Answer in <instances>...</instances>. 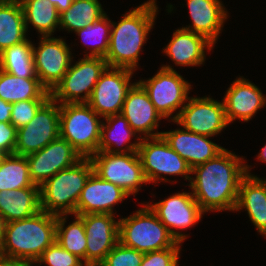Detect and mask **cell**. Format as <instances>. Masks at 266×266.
<instances>
[{"instance_id":"cell-23","label":"cell","mask_w":266,"mask_h":266,"mask_svg":"<svg viewBox=\"0 0 266 266\" xmlns=\"http://www.w3.org/2000/svg\"><path fill=\"white\" fill-rule=\"evenodd\" d=\"M185 1L192 23L182 28L204 36L215 46L229 15L224 4L221 0Z\"/></svg>"},{"instance_id":"cell-25","label":"cell","mask_w":266,"mask_h":266,"mask_svg":"<svg viewBox=\"0 0 266 266\" xmlns=\"http://www.w3.org/2000/svg\"><path fill=\"white\" fill-rule=\"evenodd\" d=\"M136 135L137 133L131 128L122 114L104 117L101 125L98 152H109L111 154L137 152L142 139ZM134 136H136V141L131 143V138ZM128 143L130 144L128 145ZM124 144L125 147L123 148Z\"/></svg>"},{"instance_id":"cell-46","label":"cell","mask_w":266,"mask_h":266,"mask_svg":"<svg viewBox=\"0 0 266 266\" xmlns=\"http://www.w3.org/2000/svg\"><path fill=\"white\" fill-rule=\"evenodd\" d=\"M3 255H2V249H1V244H0V262L3 260Z\"/></svg>"},{"instance_id":"cell-39","label":"cell","mask_w":266,"mask_h":266,"mask_svg":"<svg viewBox=\"0 0 266 266\" xmlns=\"http://www.w3.org/2000/svg\"><path fill=\"white\" fill-rule=\"evenodd\" d=\"M17 129L11 122H0V152L14 154Z\"/></svg>"},{"instance_id":"cell-2","label":"cell","mask_w":266,"mask_h":266,"mask_svg":"<svg viewBox=\"0 0 266 266\" xmlns=\"http://www.w3.org/2000/svg\"><path fill=\"white\" fill-rule=\"evenodd\" d=\"M156 0H148L126 12L118 23L112 21L109 48L105 56L108 67H138L140 51L157 18Z\"/></svg>"},{"instance_id":"cell-36","label":"cell","mask_w":266,"mask_h":266,"mask_svg":"<svg viewBox=\"0 0 266 266\" xmlns=\"http://www.w3.org/2000/svg\"><path fill=\"white\" fill-rule=\"evenodd\" d=\"M144 253L118 242L107 254L100 266H140Z\"/></svg>"},{"instance_id":"cell-12","label":"cell","mask_w":266,"mask_h":266,"mask_svg":"<svg viewBox=\"0 0 266 266\" xmlns=\"http://www.w3.org/2000/svg\"><path fill=\"white\" fill-rule=\"evenodd\" d=\"M183 129L208 137L217 136L227 126L223 101L209 97H189L174 121Z\"/></svg>"},{"instance_id":"cell-37","label":"cell","mask_w":266,"mask_h":266,"mask_svg":"<svg viewBox=\"0 0 266 266\" xmlns=\"http://www.w3.org/2000/svg\"><path fill=\"white\" fill-rule=\"evenodd\" d=\"M48 100H23L12 103L11 123L20 129L28 124Z\"/></svg>"},{"instance_id":"cell-6","label":"cell","mask_w":266,"mask_h":266,"mask_svg":"<svg viewBox=\"0 0 266 266\" xmlns=\"http://www.w3.org/2000/svg\"><path fill=\"white\" fill-rule=\"evenodd\" d=\"M102 121L87 103L60 104V138L67 140L82 157L98 152Z\"/></svg>"},{"instance_id":"cell-28","label":"cell","mask_w":266,"mask_h":266,"mask_svg":"<svg viewBox=\"0 0 266 266\" xmlns=\"http://www.w3.org/2000/svg\"><path fill=\"white\" fill-rule=\"evenodd\" d=\"M27 34L19 0H0V53L27 40Z\"/></svg>"},{"instance_id":"cell-27","label":"cell","mask_w":266,"mask_h":266,"mask_svg":"<svg viewBox=\"0 0 266 266\" xmlns=\"http://www.w3.org/2000/svg\"><path fill=\"white\" fill-rule=\"evenodd\" d=\"M0 98L15 103L23 100H49L51 96L39 78H21L0 69Z\"/></svg>"},{"instance_id":"cell-7","label":"cell","mask_w":266,"mask_h":266,"mask_svg":"<svg viewBox=\"0 0 266 266\" xmlns=\"http://www.w3.org/2000/svg\"><path fill=\"white\" fill-rule=\"evenodd\" d=\"M138 83L147 92L160 115L164 119L170 117L171 122L177 119L181 109L186 105L192 88L191 84L171 65H163L152 78L141 79ZM174 111L176 113L172 115Z\"/></svg>"},{"instance_id":"cell-33","label":"cell","mask_w":266,"mask_h":266,"mask_svg":"<svg viewBox=\"0 0 266 266\" xmlns=\"http://www.w3.org/2000/svg\"><path fill=\"white\" fill-rule=\"evenodd\" d=\"M39 187L34 185L29 175L26 156L6 154L0 164V191Z\"/></svg>"},{"instance_id":"cell-14","label":"cell","mask_w":266,"mask_h":266,"mask_svg":"<svg viewBox=\"0 0 266 266\" xmlns=\"http://www.w3.org/2000/svg\"><path fill=\"white\" fill-rule=\"evenodd\" d=\"M38 47L33 44V62L40 83L52 91L73 62L71 47L63 38L41 36Z\"/></svg>"},{"instance_id":"cell-24","label":"cell","mask_w":266,"mask_h":266,"mask_svg":"<svg viewBox=\"0 0 266 266\" xmlns=\"http://www.w3.org/2000/svg\"><path fill=\"white\" fill-rule=\"evenodd\" d=\"M213 46L204 36L178 28L162 52L177 66L194 67L204 64L207 53L205 50L211 51Z\"/></svg>"},{"instance_id":"cell-10","label":"cell","mask_w":266,"mask_h":266,"mask_svg":"<svg viewBox=\"0 0 266 266\" xmlns=\"http://www.w3.org/2000/svg\"><path fill=\"white\" fill-rule=\"evenodd\" d=\"M89 159L95 174L104 181L117 185L128 196H136L142 184L147 183L137 152L128 154L97 152Z\"/></svg>"},{"instance_id":"cell-13","label":"cell","mask_w":266,"mask_h":266,"mask_svg":"<svg viewBox=\"0 0 266 266\" xmlns=\"http://www.w3.org/2000/svg\"><path fill=\"white\" fill-rule=\"evenodd\" d=\"M133 70L107 67L96 83L87 104L102 118L121 114L128 91L136 83H131Z\"/></svg>"},{"instance_id":"cell-41","label":"cell","mask_w":266,"mask_h":266,"mask_svg":"<svg viewBox=\"0 0 266 266\" xmlns=\"http://www.w3.org/2000/svg\"><path fill=\"white\" fill-rule=\"evenodd\" d=\"M56 7L59 13L67 10L74 0H49Z\"/></svg>"},{"instance_id":"cell-30","label":"cell","mask_w":266,"mask_h":266,"mask_svg":"<svg viewBox=\"0 0 266 266\" xmlns=\"http://www.w3.org/2000/svg\"><path fill=\"white\" fill-rule=\"evenodd\" d=\"M33 43L29 38L0 53V69L21 78H38L33 62Z\"/></svg>"},{"instance_id":"cell-1","label":"cell","mask_w":266,"mask_h":266,"mask_svg":"<svg viewBox=\"0 0 266 266\" xmlns=\"http://www.w3.org/2000/svg\"><path fill=\"white\" fill-rule=\"evenodd\" d=\"M245 164L243 156L224 149L215 158L192 169L191 174L195 175L187 186L204 213L234 212L239 185L246 175Z\"/></svg>"},{"instance_id":"cell-44","label":"cell","mask_w":266,"mask_h":266,"mask_svg":"<svg viewBox=\"0 0 266 266\" xmlns=\"http://www.w3.org/2000/svg\"><path fill=\"white\" fill-rule=\"evenodd\" d=\"M4 228H5V221H4L3 216L0 213V244L4 236Z\"/></svg>"},{"instance_id":"cell-8","label":"cell","mask_w":266,"mask_h":266,"mask_svg":"<svg viewBox=\"0 0 266 266\" xmlns=\"http://www.w3.org/2000/svg\"><path fill=\"white\" fill-rule=\"evenodd\" d=\"M108 67L105 58L84 57L71 63L62 80L50 92L59 104L87 103L101 74Z\"/></svg>"},{"instance_id":"cell-38","label":"cell","mask_w":266,"mask_h":266,"mask_svg":"<svg viewBox=\"0 0 266 266\" xmlns=\"http://www.w3.org/2000/svg\"><path fill=\"white\" fill-rule=\"evenodd\" d=\"M181 246L144 253L140 266H178Z\"/></svg>"},{"instance_id":"cell-29","label":"cell","mask_w":266,"mask_h":266,"mask_svg":"<svg viewBox=\"0 0 266 266\" xmlns=\"http://www.w3.org/2000/svg\"><path fill=\"white\" fill-rule=\"evenodd\" d=\"M26 31L31 24L41 36H52L59 29L60 13L49 0H19Z\"/></svg>"},{"instance_id":"cell-4","label":"cell","mask_w":266,"mask_h":266,"mask_svg":"<svg viewBox=\"0 0 266 266\" xmlns=\"http://www.w3.org/2000/svg\"><path fill=\"white\" fill-rule=\"evenodd\" d=\"M89 157L59 171L40 186V209L53 215H76L80 193L91 173Z\"/></svg>"},{"instance_id":"cell-43","label":"cell","mask_w":266,"mask_h":266,"mask_svg":"<svg viewBox=\"0 0 266 266\" xmlns=\"http://www.w3.org/2000/svg\"><path fill=\"white\" fill-rule=\"evenodd\" d=\"M257 160L262 161V163L266 162V144L263 146L260 153H258Z\"/></svg>"},{"instance_id":"cell-11","label":"cell","mask_w":266,"mask_h":266,"mask_svg":"<svg viewBox=\"0 0 266 266\" xmlns=\"http://www.w3.org/2000/svg\"><path fill=\"white\" fill-rule=\"evenodd\" d=\"M60 104L50 98L25 126L17 129L14 154L27 156L60 137Z\"/></svg>"},{"instance_id":"cell-19","label":"cell","mask_w":266,"mask_h":266,"mask_svg":"<svg viewBox=\"0 0 266 266\" xmlns=\"http://www.w3.org/2000/svg\"><path fill=\"white\" fill-rule=\"evenodd\" d=\"M228 123L248 122L266 105V97L254 83L240 76L228 87L222 99Z\"/></svg>"},{"instance_id":"cell-32","label":"cell","mask_w":266,"mask_h":266,"mask_svg":"<svg viewBox=\"0 0 266 266\" xmlns=\"http://www.w3.org/2000/svg\"><path fill=\"white\" fill-rule=\"evenodd\" d=\"M68 215H57L56 237L58 244L69 251L71 254L78 256L86 264V232L83 220L74 215L72 223L65 226Z\"/></svg>"},{"instance_id":"cell-5","label":"cell","mask_w":266,"mask_h":266,"mask_svg":"<svg viewBox=\"0 0 266 266\" xmlns=\"http://www.w3.org/2000/svg\"><path fill=\"white\" fill-rule=\"evenodd\" d=\"M132 215L119 218V242L142 253L182 246L147 204Z\"/></svg>"},{"instance_id":"cell-31","label":"cell","mask_w":266,"mask_h":266,"mask_svg":"<svg viewBox=\"0 0 266 266\" xmlns=\"http://www.w3.org/2000/svg\"><path fill=\"white\" fill-rule=\"evenodd\" d=\"M104 14L98 0H74L67 10L60 13L59 30L76 32L96 22Z\"/></svg>"},{"instance_id":"cell-3","label":"cell","mask_w":266,"mask_h":266,"mask_svg":"<svg viewBox=\"0 0 266 266\" xmlns=\"http://www.w3.org/2000/svg\"><path fill=\"white\" fill-rule=\"evenodd\" d=\"M57 216L43 210L22 220L5 223L1 242L5 259L34 264L55 241Z\"/></svg>"},{"instance_id":"cell-34","label":"cell","mask_w":266,"mask_h":266,"mask_svg":"<svg viewBox=\"0 0 266 266\" xmlns=\"http://www.w3.org/2000/svg\"><path fill=\"white\" fill-rule=\"evenodd\" d=\"M111 26L112 22L105 13L96 22L88 24L86 27L74 32L79 38L82 37L83 45L87 46V49L90 50V52H84V57L105 58L109 48ZM88 42L90 46L88 45Z\"/></svg>"},{"instance_id":"cell-45","label":"cell","mask_w":266,"mask_h":266,"mask_svg":"<svg viewBox=\"0 0 266 266\" xmlns=\"http://www.w3.org/2000/svg\"><path fill=\"white\" fill-rule=\"evenodd\" d=\"M5 155H6L5 153L0 152V164H1V162H2V160H3Z\"/></svg>"},{"instance_id":"cell-15","label":"cell","mask_w":266,"mask_h":266,"mask_svg":"<svg viewBox=\"0 0 266 266\" xmlns=\"http://www.w3.org/2000/svg\"><path fill=\"white\" fill-rule=\"evenodd\" d=\"M147 205L156 214L162 224L181 243L188 235L175 230H186L201 220L204 212L194 199L192 192H178L154 204ZM175 230H174V229Z\"/></svg>"},{"instance_id":"cell-21","label":"cell","mask_w":266,"mask_h":266,"mask_svg":"<svg viewBox=\"0 0 266 266\" xmlns=\"http://www.w3.org/2000/svg\"><path fill=\"white\" fill-rule=\"evenodd\" d=\"M161 136L187 162L191 169L215 158L225 149L209 140L211 137L182 128L162 131Z\"/></svg>"},{"instance_id":"cell-16","label":"cell","mask_w":266,"mask_h":266,"mask_svg":"<svg viewBox=\"0 0 266 266\" xmlns=\"http://www.w3.org/2000/svg\"><path fill=\"white\" fill-rule=\"evenodd\" d=\"M26 158L30 178L34 185L40 187L59 171L73 166L83 157L67 140L59 137Z\"/></svg>"},{"instance_id":"cell-26","label":"cell","mask_w":266,"mask_h":266,"mask_svg":"<svg viewBox=\"0 0 266 266\" xmlns=\"http://www.w3.org/2000/svg\"><path fill=\"white\" fill-rule=\"evenodd\" d=\"M40 210V187L0 191V213L5 223L31 217Z\"/></svg>"},{"instance_id":"cell-22","label":"cell","mask_w":266,"mask_h":266,"mask_svg":"<svg viewBox=\"0 0 266 266\" xmlns=\"http://www.w3.org/2000/svg\"><path fill=\"white\" fill-rule=\"evenodd\" d=\"M251 165L245 164L246 175L239 185L234 211L245 209L257 232L266 235V179L250 173Z\"/></svg>"},{"instance_id":"cell-40","label":"cell","mask_w":266,"mask_h":266,"mask_svg":"<svg viewBox=\"0 0 266 266\" xmlns=\"http://www.w3.org/2000/svg\"><path fill=\"white\" fill-rule=\"evenodd\" d=\"M12 103H8L0 98V122L11 121Z\"/></svg>"},{"instance_id":"cell-18","label":"cell","mask_w":266,"mask_h":266,"mask_svg":"<svg viewBox=\"0 0 266 266\" xmlns=\"http://www.w3.org/2000/svg\"><path fill=\"white\" fill-rule=\"evenodd\" d=\"M121 114L138 136H141V139L161 136L162 132H158L156 129H158L159 121L164 118L156 110L147 92L138 82L128 91Z\"/></svg>"},{"instance_id":"cell-20","label":"cell","mask_w":266,"mask_h":266,"mask_svg":"<svg viewBox=\"0 0 266 266\" xmlns=\"http://www.w3.org/2000/svg\"><path fill=\"white\" fill-rule=\"evenodd\" d=\"M129 197L117 185L104 181L94 172L87 179L84 189L80 193L76 215L88 213L115 214L114 205Z\"/></svg>"},{"instance_id":"cell-42","label":"cell","mask_w":266,"mask_h":266,"mask_svg":"<svg viewBox=\"0 0 266 266\" xmlns=\"http://www.w3.org/2000/svg\"><path fill=\"white\" fill-rule=\"evenodd\" d=\"M0 266H34L32 263L23 260L3 259Z\"/></svg>"},{"instance_id":"cell-35","label":"cell","mask_w":266,"mask_h":266,"mask_svg":"<svg viewBox=\"0 0 266 266\" xmlns=\"http://www.w3.org/2000/svg\"><path fill=\"white\" fill-rule=\"evenodd\" d=\"M37 264V265H36ZM87 266L78 256L62 248L55 240L33 265L41 266Z\"/></svg>"},{"instance_id":"cell-9","label":"cell","mask_w":266,"mask_h":266,"mask_svg":"<svg viewBox=\"0 0 266 266\" xmlns=\"http://www.w3.org/2000/svg\"><path fill=\"white\" fill-rule=\"evenodd\" d=\"M144 176L148 184L170 182L162 175L181 176L191 181V171L187 162L175 152L162 136L143 138L137 151Z\"/></svg>"},{"instance_id":"cell-17","label":"cell","mask_w":266,"mask_h":266,"mask_svg":"<svg viewBox=\"0 0 266 266\" xmlns=\"http://www.w3.org/2000/svg\"><path fill=\"white\" fill-rule=\"evenodd\" d=\"M86 232V265H99L119 242V219L113 214L78 215Z\"/></svg>"}]
</instances>
